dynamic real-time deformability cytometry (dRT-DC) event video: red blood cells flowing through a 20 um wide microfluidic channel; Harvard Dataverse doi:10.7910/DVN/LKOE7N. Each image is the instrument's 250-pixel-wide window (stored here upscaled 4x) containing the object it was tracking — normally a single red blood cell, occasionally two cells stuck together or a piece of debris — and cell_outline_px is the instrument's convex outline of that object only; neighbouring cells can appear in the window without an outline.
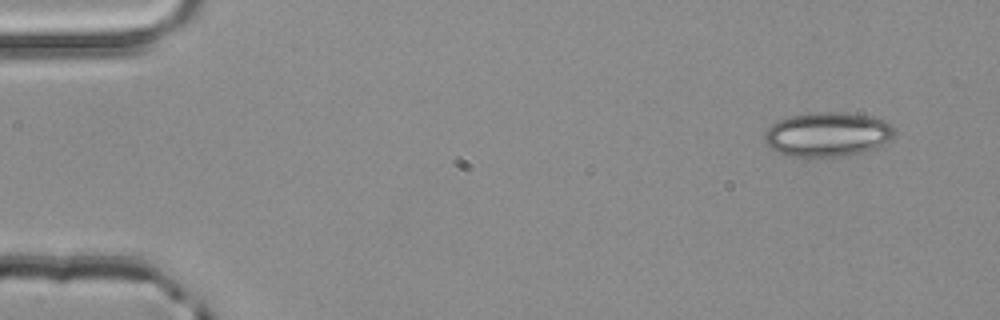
{"species": "common noctule bat (a hibernating species)", "species_latin": "Nyctalus noctula", "temperature_condition": "room temperature", "stored_images_in_passage": 4, "camera_frame_rate_fps": 3000, "um_per_image_px": 0.085, "animal": {"sex": "male", "body_mass_g": 20.4}, "frame": {"image": 1, "passage_image": 1, "time_ms": 0.0, "image_size_px": [1000, 320], "cell_outline_px": [[892, 136], [888, 140], [876, 148], [860, 152], [840, 156], [788, 156], [772, 148], [764, 140], [764, 132], [776, 120], [788, 116], [812, 112], [844, 112], [872, 116], [884, 120], [892, 124]], "centroid_in_image_um": [70.31, 11.39], "position_along_channel_um": 14.7, "area_um2": 33.41}}
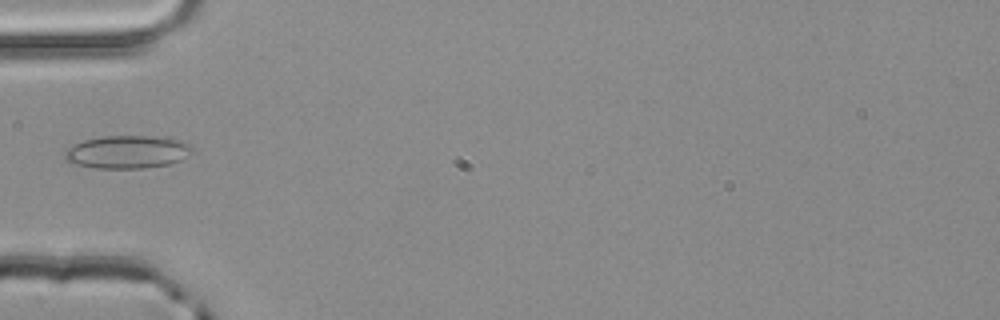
{"frame": {"image": 2, "passage_image": 4, "time_ms": 1.0, "image_size_px": [1000, 320], "cell_outline_px": [[192, 152], [188, 156], [172, 164], [144, 168], [96, 168], [72, 164], [64, 156], [64, 152], [68, 148], [84, 140], [100, 136], [164, 136], [180, 140], [188, 144], [192, 148]], "centroid_in_image_um": [10.85, 12.91], "position_along_channel_um": 74.2, "area_um2": 24.62}}